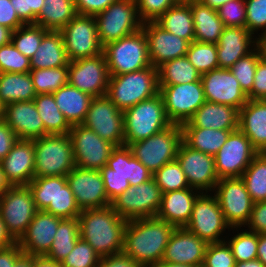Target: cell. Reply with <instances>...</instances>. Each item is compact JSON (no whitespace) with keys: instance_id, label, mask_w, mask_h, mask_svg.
Listing matches in <instances>:
<instances>
[{"instance_id":"obj_1","label":"cell","mask_w":266,"mask_h":267,"mask_svg":"<svg viewBox=\"0 0 266 267\" xmlns=\"http://www.w3.org/2000/svg\"><path fill=\"white\" fill-rule=\"evenodd\" d=\"M175 228L157 217L129 220L124 229L123 252L141 267L157 264Z\"/></svg>"},{"instance_id":"obj_2","label":"cell","mask_w":266,"mask_h":267,"mask_svg":"<svg viewBox=\"0 0 266 267\" xmlns=\"http://www.w3.org/2000/svg\"><path fill=\"white\" fill-rule=\"evenodd\" d=\"M80 238L88 242L100 257L123 252L127 220L111 207L82 210L79 217Z\"/></svg>"},{"instance_id":"obj_3","label":"cell","mask_w":266,"mask_h":267,"mask_svg":"<svg viewBox=\"0 0 266 267\" xmlns=\"http://www.w3.org/2000/svg\"><path fill=\"white\" fill-rule=\"evenodd\" d=\"M158 68L152 65L130 73L110 75L106 96L121 111L159 93Z\"/></svg>"},{"instance_id":"obj_4","label":"cell","mask_w":266,"mask_h":267,"mask_svg":"<svg viewBox=\"0 0 266 267\" xmlns=\"http://www.w3.org/2000/svg\"><path fill=\"white\" fill-rule=\"evenodd\" d=\"M124 145L146 139L169 127L160 93L123 111Z\"/></svg>"},{"instance_id":"obj_5","label":"cell","mask_w":266,"mask_h":267,"mask_svg":"<svg viewBox=\"0 0 266 267\" xmlns=\"http://www.w3.org/2000/svg\"><path fill=\"white\" fill-rule=\"evenodd\" d=\"M35 177L66 176L76 167L69 134L33 139Z\"/></svg>"},{"instance_id":"obj_6","label":"cell","mask_w":266,"mask_h":267,"mask_svg":"<svg viewBox=\"0 0 266 267\" xmlns=\"http://www.w3.org/2000/svg\"><path fill=\"white\" fill-rule=\"evenodd\" d=\"M109 75H121L151 66L143 29L103 46Z\"/></svg>"},{"instance_id":"obj_7","label":"cell","mask_w":266,"mask_h":267,"mask_svg":"<svg viewBox=\"0 0 266 267\" xmlns=\"http://www.w3.org/2000/svg\"><path fill=\"white\" fill-rule=\"evenodd\" d=\"M181 142V125L171 124L151 137L131 143L129 147L133 156L154 174L166 163L176 160Z\"/></svg>"},{"instance_id":"obj_8","label":"cell","mask_w":266,"mask_h":267,"mask_svg":"<svg viewBox=\"0 0 266 267\" xmlns=\"http://www.w3.org/2000/svg\"><path fill=\"white\" fill-rule=\"evenodd\" d=\"M94 17L102 46L136 33L143 25L135 0H116Z\"/></svg>"},{"instance_id":"obj_9","label":"cell","mask_w":266,"mask_h":267,"mask_svg":"<svg viewBox=\"0 0 266 267\" xmlns=\"http://www.w3.org/2000/svg\"><path fill=\"white\" fill-rule=\"evenodd\" d=\"M37 211L28 185L11 186L0 196V216L16 242L25 234Z\"/></svg>"},{"instance_id":"obj_10","label":"cell","mask_w":266,"mask_h":267,"mask_svg":"<svg viewBox=\"0 0 266 267\" xmlns=\"http://www.w3.org/2000/svg\"><path fill=\"white\" fill-rule=\"evenodd\" d=\"M162 192L155 180L130 186L111 202L120 217L129 221L156 217L161 206Z\"/></svg>"},{"instance_id":"obj_11","label":"cell","mask_w":266,"mask_h":267,"mask_svg":"<svg viewBox=\"0 0 266 267\" xmlns=\"http://www.w3.org/2000/svg\"><path fill=\"white\" fill-rule=\"evenodd\" d=\"M214 191L224 219L231 229L236 228L238 231L242 226L245 227L254 202L241 177L221 178Z\"/></svg>"},{"instance_id":"obj_12","label":"cell","mask_w":266,"mask_h":267,"mask_svg":"<svg viewBox=\"0 0 266 267\" xmlns=\"http://www.w3.org/2000/svg\"><path fill=\"white\" fill-rule=\"evenodd\" d=\"M165 113L172 124L182 125L206 102L201 79L196 82L159 85Z\"/></svg>"},{"instance_id":"obj_13","label":"cell","mask_w":266,"mask_h":267,"mask_svg":"<svg viewBox=\"0 0 266 267\" xmlns=\"http://www.w3.org/2000/svg\"><path fill=\"white\" fill-rule=\"evenodd\" d=\"M60 32L69 61L103 53L94 16L77 14Z\"/></svg>"},{"instance_id":"obj_14","label":"cell","mask_w":266,"mask_h":267,"mask_svg":"<svg viewBox=\"0 0 266 267\" xmlns=\"http://www.w3.org/2000/svg\"><path fill=\"white\" fill-rule=\"evenodd\" d=\"M68 134L77 167L101 170L107 164L115 145L103 140L97 133L83 124L71 126Z\"/></svg>"},{"instance_id":"obj_15","label":"cell","mask_w":266,"mask_h":267,"mask_svg":"<svg viewBox=\"0 0 266 267\" xmlns=\"http://www.w3.org/2000/svg\"><path fill=\"white\" fill-rule=\"evenodd\" d=\"M202 192L193 206L189 222L185 226L190 232L207 243L222 242L221 234L231 227L226 223L215 195ZM221 237V238H220Z\"/></svg>"},{"instance_id":"obj_16","label":"cell","mask_w":266,"mask_h":267,"mask_svg":"<svg viewBox=\"0 0 266 267\" xmlns=\"http://www.w3.org/2000/svg\"><path fill=\"white\" fill-rule=\"evenodd\" d=\"M82 124L92 129L103 140L115 146L124 145L123 111L106 95L92 98Z\"/></svg>"},{"instance_id":"obj_17","label":"cell","mask_w":266,"mask_h":267,"mask_svg":"<svg viewBox=\"0 0 266 267\" xmlns=\"http://www.w3.org/2000/svg\"><path fill=\"white\" fill-rule=\"evenodd\" d=\"M258 152L239 129L230 133L225 144L214 155L219 179L241 177Z\"/></svg>"},{"instance_id":"obj_18","label":"cell","mask_w":266,"mask_h":267,"mask_svg":"<svg viewBox=\"0 0 266 267\" xmlns=\"http://www.w3.org/2000/svg\"><path fill=\"white\" fill-rule=\"evenodd\" d=\"M109 77L104 53L68 63V83L93 98L107 94Z\"/></svg>"},{"instance_id":"obj_19","label":"cell","mask_w":266,"mask_h":267,"mask_svg":"<svg viewBox=\"0 0 266 267\" xmlns=\"http://www.w3.org/2000/svg\"><path fill=\"white\" fill-rule=\"evenodd\" d=\"M176 160L180 164L191 188L211 192L220 180L215 170L214 156L191 149L180 143Z\"/></svg>"},{"instance_id":"obj_20","label":"cell","mask_w":266,"mask_h":267,"mask_svg":"<svg viewBox=\"0 0 266 267\" xmlns=\"http://www.w3.org/2000/svg\"><path fill=\"white\" fill-rule=\"evenodd\" d=\"M66 178L81 211L111 206L99 170L82 169L76 166L66 175Z\"/></svg>"},{"instance_id":"obj_21","label":"cell","mask_w":266,"mask_h":267,"mask_svg":"<svg viewBox=\"0 0 266 267\" xmlns=\"http://www.w3.org/2000/svg\"><path fill=\"white\" fill-rule=\"evenodd\" d=\"M206 101L241 109L248 101L230 69L218 68L201 75Z\"/></svg>"},{"instance_id":"obj_22","label":"cell","mask_w":266,"mask_h":267,"mask_svg":"<svg viewBox=\"0 0 266 267\" xmlns=\"http://www.w3.org/2000/svg\"><path fill=\"white\" fill-rule=\"evenodd\" d=\"M208 243L185 227H176L165 248L162 261L202 267Z\"/></svg>"},{"instance_id":"obj_23","label":"cell","mask_w":266,"mask_h":267,"mask_svg":"<svg viewBox=\"0 0 266 267\" xmlns=\"http://www.w3.org/2000/svg\"><path fill=\"white\" fill-rule=\"evenodd\" d=\"M148 43L151 65L158 68L164 62L185 56L189 42L170 32L165 31L155 22H145L142 25Z\"/></svg>"},{"instance_id":"obj_24","label":"cell","mask_w":266,"mask_h":267,"mask_svg":"<svg viewBox=\"0 0 266 267\" xmlns=\"http://www.w3.org/2000/svg\"><path fill=\"white\" fill-rule=\"evenodd\" d=\"M61 220L53 214L37 211L27 231L18 241L23 252L32 256H45L53 244Z\"/></svg>"},{"instance_id":"obj_25","label":"cell","mask_w":266,"mask_h":267,"mask_svg":"<svg viewBox=\"0 0 266 267\" xmlns=\"http://www.w3.org/2000/svg\"><path fill=\"white\" fill-rule=\"evenodd\" d=\"M35 148L33 140L19 139L0 162L11 186L28 185L35 177Z\"/></svg>"},{"instance_id":"obj_26","label":"cell","mask_w":266,"mask_h":267,"mask_svg":"<svg viewBox=\"0 0 266 267\" xmlns=\"http://www.w3.org/2000/svg\"><path fill=\"white\" fill-rule=\"evenodd\" d=\"M255 37L246 27H225L217 42L219 68L229 69L237 60L252 52L260 44Z\"/></svg>"},{"instance_id":"obj_27","label":"cell","mask_w":266,"mask_h":267,"mask_svg":"<svg viewBox=\"0 0 266 267\" xmlns=\"http://www.w3.org/2000/svg\"><path fill=\"white\" fill-rule=\"evenodd\" d=\"M4 120L18 139L33 140L45 136L43 121L34 101H17L5 105Z\"/></svg>"},{"instance_id":"obj_28","label":"cell","mask_w":266,"mask_h":267,"mask_svg":"<svg viewBox=\"0 0 266 267\" xmlns=\"http://www.w3.org/2000/svg\"><path fill=\"white\" fill-rule=\"evenodd\" d=\"M201 193L191 187L162 193L161 206L156 217L175 227H185L190 220L196 198Z\"/></svg>"},{"instance_id":"obj_29","label":"cell","mask_w":266,"mask_h":267,"mask_svg":"<svg viewBox=\"0 0 266 267\" xmlns=\"http://www.w3.org/2000/svg\"><path fill=\"white\" fill-rule=\"evenodd\" d=\"M181 127L238 130L239 109L225 104L206 101Z\"/></svg>"},{"instance_id":"obj_30","label":"cell","mask_w":266,"mask_h":267,"mask_svg":"<svg viewBox=\"0 0 266 267\" xmlns=\"http://www.w3.org/2000/svg\"><path fill=\"white\" fill-rule=\"evenodd\" d=\"M99 171L100 174H120L130 186L145 183L153 177L149 169L133 156L128 145L115 146L107 164Z\"/></svg>"},{"instance_id":"obj_31","label":"cell","mask_w":266,"mask_h":267,"mask_svg":"<svg viewBox=\"0 0 266 267\" xmlns=\"http://www.w3.org/2000/svg\"><path fill=\"white\" fill-rule=\"evenodd\" d=\"M238 129L259 153L266 147V99L250 100L239 110Z\"/></svg>"},{"instance_id":"obj_32","label":"cell","mask_w":266,"mask_h":267,"mask_svg":"<svg viewBox=\"0 0 266 267\" xmlns=\"http://www.w3.org/2000/svg\"><path fill=\"white\" fill-rule=\"evenodd\" d=\"M56 105L70 126L82 124L88 112L92 96L69 83L52 93Z\"/></svg>"},{"instance_id":"obj_33","label":"cell","mask_w":266,"mask_h":267,"mask_svg":"<svg viewBox=\"0 0 266 267\" xmlns=\"http://www.w3.org/2000/svg\"><path fill=\"white\" fill-rule=\"evenodd\" d=\"M69 63L60 31H48L30 58L31 69L59 68Z\"/></svg>"},{"instance_id":"obj_34","label":"cell","mask_w":266,"mask_h":267,"mask_svg":"<svg viewBox=\"0 0 266 267\" xmlns=\"http://www.w3.org/2000/svg\"><path fill=\"white\" fill-rule=\"evenodd\" d=\"M191 13L194 24V40L217 44L225 25L217 10L203 5L198 0L191 1Z\"/></svg>"},{"instance_id":"obj_35","label":"cell","mask_w":266,"mask_h":267,"mask_svg":"<svg viewBox=\"0 0 266 267\" xmlns=\"http://www.w3.org/2000/svg\"><path fill=\"white\" fill-rule=\"evenodd\" d=\"M154 22L165 31L183 38L189 43L194 41V24L191 13V2L176 3Z\"/></svg>"},{"instance_id":"obj_36","label":"cell","mask_w":266,"mask_h":267,"mask_svg":"<svg viewBox=\"0 0 266 267\" xmlns=\"http://www.w3.org/2000/svg\"><path fill=\"white\" fill-rule=\"evenodd\" d=\"M182 141L191 149L214 156L235 130H215L200 127H181Z\"/></svg>"},{"instance_id":"obj_37","label":"cell","mask_w":266,"mask_h":267,"mask_svg":"<svg viewBox=\"0 0 266 267\" xmlns=\"http://www.w3.org/2000/svg\"><path fill=\"white\" fill-rule=\"evenodd\" d=\"M35 24L48 31H61L76 15L74 0H44Z\"/></svg>"},{"instance_id":"obj_38","label":"cell","mask_w":266,"mask_h":267,"mask_svg":"<svg viewBox=\"0 0 266 267\" xmlns=\"http://www.w3.org/2000/svg\"><path fill=\"white\" fill-rule=\"evenodd\" d=\"M36 95L29 72L0 73V101L4 105L17 101H33Z\"/></svg>"},{"instance_id":"obj_39","label":"cell","mask_w":266,"mask_h":267,"mask_svg":"<svg viewBox=\"0 0 266 267\" xmlns=\"http://www.w3.org/2000/svg\"><path fill=\"white\" fill-rule=\"evenodd\" d=\"M33 101L43 121L45 135L69 133L71 126L56 105L53 94H37Z\"/></svg>"},{"instance_id":"obj_40","label":"cell","mask_w":266,"mask_h":267,"mask_svg":"<svg viewBox=\"0 0 266 267\" xmlns=\"http://www.w3.org/2000/svg\"><path fill=\"white\" fill-rule=\"evenodd\" d=\"M159 85H177L199 81L201 74L190 63L187 56L164 62L158 67Z\"/></svg>"},{"instance_id":"obj_41","label":"cell","mask_w":266,"mask_h":267,"mask_svg":"<svg viewBox=\"0 0 266 267\" xmlns=\"http://www.w3.org/2000/svg\"><path fill=\"white\" fill-rule=\"evenodd\" d=\"M80 238L78 218L62 219L54 236L47 258L61 263L73 250Z\"/></svg>"},{"instance_id":"obj_42","label":"cell","mask_w":266,"mask_h":267,"mask_svg":"<svg viewBox=\"0 0 266 267\" xmlns=\"http://www.w3.org/2000/svg\"><path fill=\"white\" fill-rule=\"evenodd\" d=\"M45 212L62 219L78 218L81 209L67 183L66 176H56V195L54 203H50Z\"/></svg>"},{"instance_id":"obj_43","label":"cell","mask_w":266,"mask_h":267,"mask_svg":"<svg viewBox=\"0 0 266 267\" xmlns=\"http://www.w3.org/2000/svg\"><path fill=\"white\" fill-rule=\"evenodd\" d=\"M253 202L266 201V159L259 153L241 176Z\"/></svg>"},{"instance_id":"obj_44","label":"cell","mask_w":266,"mask_h":267,"mask_svg":"<svg viewBox=\"0 0 266 267\" xmlns=\"http://www.w3.org/2000/svg\"><path fill=\"white\" fill-rule=\"evenodd\" d=\"M36 94L53 93L68 83V65L29 71Z\"/></svg>"},{"instance_id":"obj_45","label":"cell","mask_w":266,"mask_h":267,"mask_svg":"<svg viewBox=\"0 0 266 267\" xmlns=\"http://www.w3.org/2000/svg\"><path fill=\"white\" fill-rule=\"evenodd\" d=\"M186 56L201 75L219 68L217 44L194 40L189 44Z\"/></svg>"},{"instance_id":"obj_46","label":"cell","mask_w":266,"mask_h":267,"mask_svg":"<svg viewBox=\"0 0 266 267\" xmlns=\"http://www.w3.org/2000/svg\"><path fill=\"white\" fill-rule=\"evenodd\" d=\"M264 55L259 44L252 52L237 60L229 69L246 95L252 90L258 60Z\"/></svg>"},{"instance_id":"obj_47","label":"cell","mask_w":266,"mask_h":267,"mask_svg":"<svg viewBox=\"0 0 266 267\" xmlns=\"http://www.w3.org/2000/svg\"><path fill=\"white\" fill-rule=\"evenodd\" d=\"M47 32L48 30L39 25L24 24L13 31L12 43L19 52L30 59Z\"/></svg>"},{"instance_id":"obj_48","label":"cell","mask_w":266,"mask_h":267,"mask_svg":"<svg viewBox=\"0 0 266 267\" xmlns=\"http://www.w3.org/2000/svg\"><path fill=\"white\" fill-rule=\"evenodd\" d=\"M162 193L190 188L185 174L177 160L163 165L152 177Z\"/></svg>"},{"instance_id":"obj_49","label":"cell","mask_w":266,"mask_h":267,"mask_svg":"<svg viewBox=\"0 0 266 267\" xmlns=\"http://www.w3.org/2000/svg\"><path fill=\"white\" fill-rule=\"evenodd\" d=\"M246 230V231H245ZM234 234L226 241L236 262L249 261L257 258L258 233L245 229Z\"/></svg>"},{"instance_id":"obj_50","label":"cell","mask_w":266,"mask_h":267,"mask_svg":"<svg viewBox=\"0 0 266 267\" xmlns=\"http://www.w3.org/2000/svg\"><path fill=\"white\" fill-rule=\"evenodd\" d=\"M38 211H45L54 203L56 195V176L34 177L28 184Z\"/></svg>"},{"instance_id":"obj_51","label":"cell","mask_w":266,"mask_h":267,"mask_svg":"<svg viewBox=\"0 0 266 267\" xmlns=\"http://www.w3.org/2000/svg\"><path fill=\"white\" fill-rule=\"evenodd\" d=\"M101 257L93 247L79 238L73 250L60 263L61 267H98Z\"/></svg>"},{"instance_id":"obj_52","label":"cell","mask_w":266,"mask_h":267,"mask_svg":"<svg viewBox=\"0 0 266 267\" xmlns=\"http://www.w3.org/2000/svg\"><path fill=\"white\" fill-rule=\"evenodd\" d=\"M30 70V59L19 52L12 42L0 47V73H26Z\"/></svg>"},{"instance_id":"obj_53","label":"cell","mask_w":266,"mask_h":267,"mask_svg":"<svg viewBox=\"0 0 266 267\" xmlns=\"http://www.w3.org/2000/svg\"><path fill=\"white\" fill-rule=\"evenodd\" d=\"M233 253L225 241L208 243L202 267H235Z\"/></svg>"},{"instance_id":"obj_54","label":"cell","mask_w":266,"mask_h":267,"mask_svg":"<svg viewBox=\"0 0 266 267\" xmlns=\"http://www.w3.org/2000/svg\"><path fill=\"white\" fill-rule=\"evenodd\" d=\"M246 22L245 27L254 35L255 31L262 29L260 40L266 35V0H245Z\"/></svg>"},{"instance_id":"obj_55","label":"cell","mask_w":266,"mask_h":267,"mask_svg":"<svg viewBox=\"0 0 266 267\" xmlns=\"http://www.w3.org/2000/svg\"><path fill=\"white\" fill-rule=\"evenodd\" d=\"M225 27H245V0H231L217 10Z\"/></svg>"},{"instance_id":"obj_56","label":"cell","mask_w":266,"mask_h":267,"mask_svg":"<svg viewBox=\"0 0 266 267\" xmlns=\"http://www.w3.org/2000/svg\"><path fill=\"white\" fill-rule=\"evenodd\" d=\"M138 15L143 23L156 21L170 7H173L176 0H135Z\"/></svg>"},{"instance_id":"obj_57","label":"cell","mask_w":266,"mask_h":267,"mask_svg":"<svg viewBox=\"0 0 266 267\" xmlns=\"http://www.w3.org/2000/svg\"><path fill=\"white\" fill-rule=\"evenodd\" d=\"M250 100L266 99V56L263 55L257 63L252 90L247 94Z\"/></svg>"},{"instance_id":"obj_58","label":"cell","mask_w":266,"mask_h":267,"mask_svg":"<svg viewBox=\"0 0 266 267\" xmlns=\"http://www.w3.org/2000/svg\"><path fill=\"white\" fill-rule=\"evenodd\" d=\"M101 176L110 202L130 187L129 181L120 174H101Z\"/></svg>"},{"instance_id":"obj_59","label":"cell","mask_w":266,"mask_h":267,"mask_svg":"<svg viewBox=\"0 0 266 267\" xmlns=\"http://www.w3.org/2000/svg\"><path fill=\"white\" fill-rule=\"evenodd\" d=\"M246 226L249 231L266 234V201L253 203L250 219Z\"/></svg>"},{"instance_id":"obj_60","label":"cell","mask_w":266,"mask_h":267,"mask_svg":"<svg viewBox=\"0 0 266 267\" xmlns=\"http://www.w3.org/2000/svg\"><path fill=\"white\" fill-rule=\"evenodd\" d=\"M116 0H74L77 14L95 16Z\"/></svg>"},{"instance_id":"obj_61","label":"cell","mask_w":266,"mask_h":267,"mask_svg":"<svg viewBox=\"0 0 266 267\" xmlns=\"http://www.w3.org/2000/svg\"><path fill=\"white\" fill-rule=\"evenodd\" d=\"M10 0H0V25L16 30L24 23L18 18Z\"/></svg>"},{"instance_id":"obj_62","label":"cell","mask_w":266,"mask_h":267,"mask_svg":"<svg viewBox=\"0 0 266 267\" xmlns=\"http://www.w3.org/2000/svg\"><path fill=\"white\" fill-rule=\"evenodd\" d=\"M16 133L9 127L4 119L0 120V162L11 151L18 141Z\"/></svg>"},{"instance_id":"obj_63","label":"cell","mask_w":266,"mask_h":267,"mask_svg":"<svg viewBox=\"0 0 266 267\" xmlns=\"http://www.w3.org/2000/svg\"><path fill=\"white\" fill-rule=\"evenodd\" d=\"M98 267H141L132 257L124 252L101 257Z\"/></svg>"},{"instance_id":"obj_64","label":"cell","mask_w":266,"mask_h":267,"mask_svg":"<svg viewBox=\"0 0 266 267\" xmlns=\"http://www.w3.org/2000/svg\"><path fill=\"white\" fill-rule=\"evenodd\" d=\"M18 242L0 249V267H14L16 260L23 254Z\"/></svg>"},{"instance_id":"obj_65","label":"cell","mask_w":266,"mask_h":267,"mask_svg":"<svg viewBox=\"0 0 266 267\" xmlns=\"http://www.w3.org/2000/svg\"><path fill=\"white\" fill-rule=\"evenodd\" d=\"M15 9L18 18L24 24H31V10H27L26 0H10Z\"/></svg>"},{"instance_id":"obj_66","label":"cell","mask_w":266,"mask_h":267,"mask_svg":"<svg viewBox=\"0 0 266 267\" xmlns=\"http://www.w3.org/2000/svg\"><path fill=\"white\" fill-rule=\"evenodd\" d=\"M16 243V241L8 233L6 226L0 216V249L9 247Z\"/></svg>"},{"instance_id":"obj_67","label":"cell","mask_w":266,"mask_h":267,"mask_svg":"<svg viewBox=\"0 0 266 267\" xmlns=\"http://www.w3.org/2000/svg\"><path fill=\"white\" fill-rule=\"evenodd\" d=\"M32 267H61V264L46 256H32Z\"/></svg>"},{"instance_id":"obj_68","label":"cell","mask_w":266,"mask_h":267,"mask_svg":"<svg viewBox=\"0 0 266 267\" xmlns=\"http://www.w3.org/2000/svg\"><path fill=\"white\" fill-rule=\"evenodd\" d=\"M44 0H26L27 10H31V24H35V19L42 10Z\"/></svg>"},{"instance_id":"obj_69","label":"cell","mask_w":266,"mask_h":267,"mask_svg":"<svg viewBox=\"0 0 266 267\" xmlns=\"http://www.w3.org/2000/svg\"><path fill=\"white\" fill-rule=\"evenodd\" d=\"M257 259L266 266V234H258Z\"/></svg>"},{"instance_id":"obj_70","label":"cell","mask_w":266,"mask_h":267,"mask_svg":"<svg viewBox=\"0 0 266 267\" xmlns=\"http://www.w3.org/2000/svg\"><path fill=\"white\" fill-rule=\"evenodd\" d=\"M13 31L14 30L0 25V47L12 42Z\"/></svg>"},{"instance_id":"obj_71","label":"cell","mask_w":266,"mask_h":267,"mask_svg":"<svg viewBox=\"0 0 266 267\" xmlns=\"http://www.w3.org/2000/svg\"><path fill=\"white\" fill-rule=\"evenodd\" d=\"M14 267H32V255L23 253L16 260Z\"/></svg>"},{"instance_id":"obj_72","label":"cell","mask_w":266,"mask_h":267,"mask_svg":"<svg viewBox=\"0 0 266 267\" xmlns=\"http://www.w3.org/2000/svg\"><path fill=\"white\" fill-rule=\"evenodd\" d=\"M198 1L211 9L218 10L222 5L231 0H198Z\"/></svg>"},{"instance_id":"obj_73","label":"cell","mask_w":266,"mask_h":267,"mask_svg":"<svg viewBox=\"0 0 266 267\" xmlns=\"http://www.w3.org/2000/svg\"><path fill=\"white\" fill-rule=\"evenodd\" d=\"M235 267H266V266L256 258L249 261L236 262Z\"/></svg>"},{"instance_id":"obj_74","label":"cell","mask_w":266,"mask_h":267,"mask_svg":"<svg viewBox=\"0 0 266 267\" xmlns=\"http://www.w3.org/2000/svg\"><path fill=\"white\" fill-rule=\"evenodd\" d=\"M11 187L10 183L7 181L5 177V173L3 172L0 166V196L5 193Z\"/></svg>"},{"instance_id":"obj_75","label":"cell","mask_w":266,"mask_h":267,"mask_svg":"<svg viewBox=\"0 0 266 267\" xmlns=\"http://www.w3.org/2000/svg\"><path fill=\"white\" fill-rule=\"evenodd\" d=\"M149 267H194L186 264H176V263H168V262H159L157 264L151 265Z\"/></svg>"},{"instance_id":"obj_76","label":"cell","mask_w":266,"mask_h":267,"mask_svg":"<svg viewBox=\"0 0 266 267\" xmlns=\"http://www.w3.org/2000/svg\"><path fill=\"white\" fill-rule=\"evenodd\" d=\"M260 45L263 49V53L266 56V35L260 39Z\"/></svg>"},{"instance_id":"obj_77","label":"cell","mask_w":266,"mask_h":267,"mask_svg":"<svg viewBox=\"0 0 266 267\" xmlns=\"http://www.w3.org/2000/svg\"><path fill=\"white\" fill-rule=\"evenodd\" d=\"M4 109L5 105L0 101V120L4 119Z\"/></svg>"},{"instance_id":"obj_78","label":"cell","mask_w":266,"mask_h":267,"mask_svg":"<svg viewBox=\"0 0 266 267\" xmlns=\"http://www.w3.org/2000/svg\"><path fill=\"white\" fill-rule=\"evenodd\" d=\"M259 154L266 159V147L262 151H260Z\"/></svg>"},{"instance_id":"obj_79","label":"cell","mask_w":266,"mask_h":267,"mask_svg":"<svg viewBox=\"0 0 266 267\" xmlns=\"http://www.w3.org/2000/svg\"><path fill=\"white\" fill-rule=\"evenodd\" d=\"M177 2H183V3H188V2H191V1H194V0H176Z\"/></svg>"}]
</instances>
